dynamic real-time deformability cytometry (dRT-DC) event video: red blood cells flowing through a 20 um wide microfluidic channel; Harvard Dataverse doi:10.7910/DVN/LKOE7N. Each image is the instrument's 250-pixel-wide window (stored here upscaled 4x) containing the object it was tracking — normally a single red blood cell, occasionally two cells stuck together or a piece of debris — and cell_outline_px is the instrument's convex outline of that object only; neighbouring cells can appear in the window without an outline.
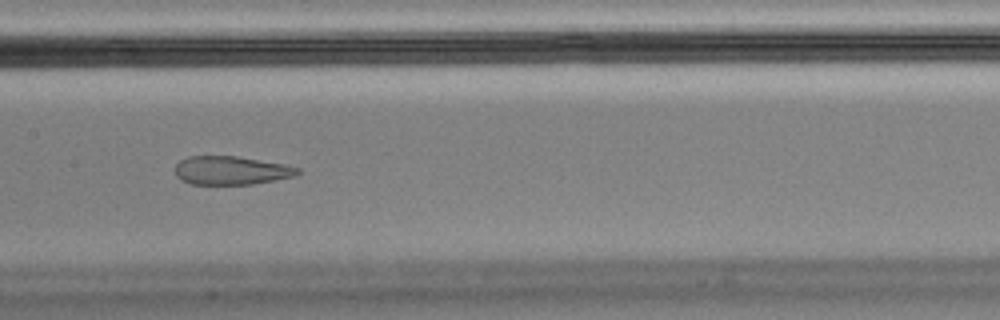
{"species": "Egyptian fruit bat (a non-hibernating species)", "species_latin": "Rousettus aegyptiacus", "temperature_condition": "cold", "stored_images_in_passage": 43, "camera_frame_rate_fps": 3000, "um_per_image_px": 0.085, "animal": {"sex": "male"}, "frame": {"image": 1, "passage_image": 13, "time_ms": 4.0, "image_size_px": [1000, 320], "cell_outline_px": [[300, 172], [296, 176], [276, 180], [252, 184], [192, 184], [180, 180], [176, 176], [176, 164], [180, 160], [188, 156], [236, 156], [288, 164], [300, 168]], "centroid_in_image_um": [19.69, 14.48], "position_along_channel_um": 187.7, "area_um2": 20.58}, "authors_computed_cell_mechanics": {"area_um2": 25.143, "velocity_mm_per_s": 3.4783, "shape_relaxation_time_tau1_ms": null, "shape_relaxation_time_tau2_ms": 1.8363, "deformation_change_tau1": null, "deformation_change_tau2": 0.0764}}